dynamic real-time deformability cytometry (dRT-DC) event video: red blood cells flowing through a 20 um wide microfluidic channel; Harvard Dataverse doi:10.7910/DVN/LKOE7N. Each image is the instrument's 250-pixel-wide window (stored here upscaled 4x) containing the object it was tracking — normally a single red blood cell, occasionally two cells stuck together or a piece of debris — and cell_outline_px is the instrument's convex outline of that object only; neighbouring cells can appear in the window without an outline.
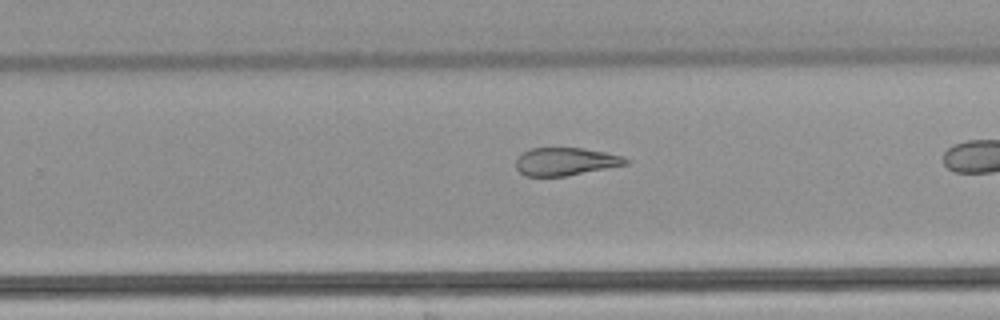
{"species": "common noctule bat (a hibernating species)", "species_latin": "Nyctalus noctula", "temperature_condition": "warm", "stored_images_in_passage": 27, "camera_frame_rate_fps": 3000, "um_per_image_px": 0.085, "animal": {"sex": "male", "body_mass_g": 21.5, "forearm_length_mm": 52.0}, "frame": {"image": 1, "passage_image": 20, "time_ms": 6.333, "image_size_px": [1000, 320], "cell_outline_px": [[632, 160], [628, 164], [568, 176], [524, 176], [516, 168], [516, 160], [524, 152], [532, 148], [584, 148], [624, 156]], "centroid_in_image_um": [48.12, 13.74], "position_along_channel_um": 281.7, "area_um2": 17.92}}